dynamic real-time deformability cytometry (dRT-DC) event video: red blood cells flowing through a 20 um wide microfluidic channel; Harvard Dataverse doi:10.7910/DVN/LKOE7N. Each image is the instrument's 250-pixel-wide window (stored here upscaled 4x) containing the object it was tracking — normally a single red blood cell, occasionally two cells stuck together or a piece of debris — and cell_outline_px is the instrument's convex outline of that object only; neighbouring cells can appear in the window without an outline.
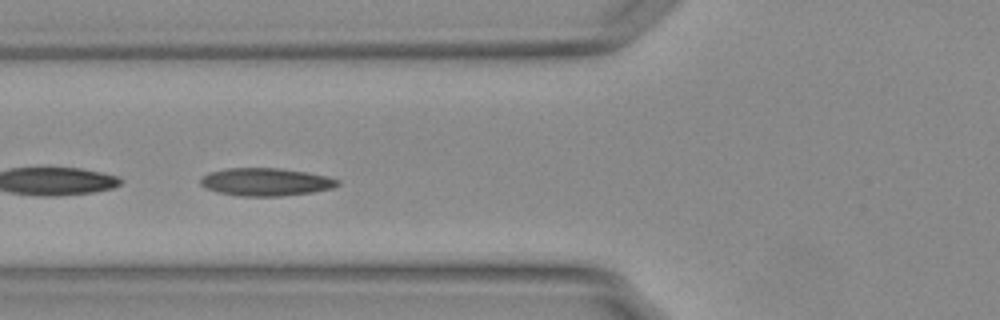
{"species": "Egyptian fruit bat (a non-hibernating species)", "species_latin": "Rousettus aegyptiacus", "temperature_condition": "warm", "stored_images_in_passage": 36, "camera_frame_rate_fps": 3000, "um_per_image_px": 0.085, "animal": {"sex": "female"}, "frame": {"image": 1, "passage_image": 11, "time_ms": 3.333, "image_size_px": [1000, 320], "cell_outline_px": [[340, 184], [332, 188], [312, 192], [280, 196], [240, 196], [216, 192], [204, 188], [200, 184], [200, 176], [208, 172], [228, 168], [280, 168], [304, 172], [324, 176], [340, 180]], "centroid_in_image_um": [22.52, 15.46], "position_along_channel_um": 103.3, "area_um2": 22.25}, "authors_computed_cell_mechanics": {"area_um2": 21.5594, "velocity_mm_per_s": 3.7442, "shape_relaxation_time_tau1_ms": 4.4359, "shape_relaxation_time_tau2_ms": 2.0015, "deformation_change_tau1": 0.1342, "deformation_change_tau2": 0.0897}}